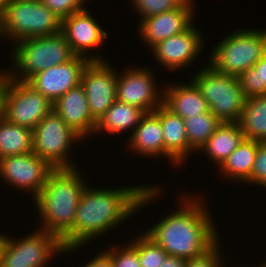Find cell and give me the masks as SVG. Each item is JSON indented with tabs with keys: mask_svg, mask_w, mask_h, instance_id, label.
<instances>
[{
	"mask_svg": "<svg viewBox=\"0 0 266 267\" xmlns=\"http://www.w3.org/2000/svg\"><path fill=\"white\" fill-rule=\"evenodd\" d=\"M160 186V187H159ZM85 187L74 218L73 228L61 239L64 254L89 245L93 239L112 232L126 220L164 195V185H131L110 189ZM163 190V191H162ZM156 200V201H155ZM145 206V207H144ZM86 244V245H85Z\"/></svg>",
	"mask_w": 266,
	"mask_h": 267,
	"instance_id": "obj_1",
	"label": "cell"
},
{
	"mask_svg": "<svg viewBox=\"0 0 266 267\" xmlns=\"http://www.w3.org/2000/svg\"><path fill=\"white\" fill-rule=\"evenodd\" d=\"M179 194L180 208L163 215L145 233L168 255L189 260L209 251L220 240V235L205 196Z\"/></svg>",
	"mask_w": 266,
	"mask_h": 267,
	"instance_id": "obj_2",
	"label": "cell"
},
{
	"mask_svg": "<svg viewBox=\"0 0 266 267\" xmlns=\"http://www.w3.org/2000/svg\"><path fill=\"white\" fill-rule=\"evenodd\" d=\"M81 168L53 169L46 184L32 200L40 227L60 240L73 228L74 218L81 195L90 184L84 179Z\"/></svg>",
	"mask_w": 266,
	"mask_h": 267,
	"instance_id": "obj_3",
	"label": "cell"
},
{
	"mask_svg": "<svg viewBox=\"0 0 266 267\" xmlns=\"http://www.w3.org/2000/svg\"><path fill=\"white\" fill-rule=\"evenodd\" d=\"M9 70L5 73L14 80L27 81L36 73L63 64L75 55L62 32L46 37L26 38L10 47Z\"/></svg>",
	"mask_w": 266,
	"mask_h": 267,
	"instance_id": "obj_4",
	"label": "cell"
},
{
	"mask_svg": "<svg viewBox=\"0 0 266 267\" xmlns=\"http://www.w3.org/2000/svg\"><path fill=\"white\" fill-rule=\"evenodd\" d=\"M61 31L62 20L40 0H9L0 18V39L8 45Z\"/></svg>",
	"mask_w": 266,
	"mask_h": 267,
	"instance_id": "obj_5",
	"label": "cell"
},
{
	"mask_svg": "<svg viewBox=\"0 0 266 267\" xmlns=\"http://www.w3.org/2000/svg\"><path fill=\"white\" fill-rule=\"evenodd\" d=\"M217 43L208 64L219 73L238 77L266 54V30L237 29Z\"/></svg>",
	"mask_w": 266,
	"mask_h": 267,
	"instance_id": "obj_6",
	"label": "cell"
},
{
	"mask_svg": "<svg viewBox=\"0 0 266 267\" xmlns=\"http://www.w3.org/2000/svg\"><path fill=\"white\" fill-rule=\"evenodd\" d=\"M205 66L198 68L190 79L201 91L214 116L221 122H238L246 100L238 78L219 73L208 63Z\"/></svg>",
	"mask_w": 266,
	"mask_h": 267,
	"instance_id": "obj_7",
	"label": "cell"
},
{
	"mask_svg": "<svg viewBox=\"0 0 266 267\" xmlns=\"http://www.w3.org/2000/svg\"><path fill=\"white\" fill-rule=\"evenodd\" d=\"M81 140L86 139L51 110L33 129V152L54 169L73 168L77 167V163L69 157L73 145Z\"/></svg>",
	"mask_w": 266,
	"mask_h": 267,
	"instance_id": "obj_8",
	"label": "cell"
},
{
	"mask_svg": "<svg viewBox=\"0 0 266 267\" xmlns=\"http://www.w3.org/2000/svg\"><path fill=\"white\" fill-rule=\"evenodd\" d=\"M52 109V102L39 91L4 71L0 115L8 122L33 130Z\"/></svg>",
	"mask_w": 266,
	"mask_h": 267,
	"instance_id": "obj_9",
	"label": "cell"
},
{
	"mask_svg": "<svg viewBox=\"0 0 266 267\" xmlns=\"http://www.w3.org/2000/svg\"><path fill=\"white\" fill-rule=\"evenodd\" d=\"M32 233V234H31ZM15 238L4 233L1 267H45L65 251L61 240L42 229Z\"/></svg>",
	"mask_w": 266,
	"mask_h": 267,
	"instance_id": "obj_10",
	"label": "cell"
},
{
	"mask_svg": "<svg viewBox=\"0 0 266 267\" xmlns=\"http://www.w3.org/2000/svg\"><path fill=\"white\" fill-rule=\"evenodd\" d=\"M154 77L148 67L139 65L138 68L131 65L121 73L117 71V101L139 107L146 113L154 112L163 104V88L161 90Z\"/></svg>",
	"mask_w": 266,
	"mask_h": 267,
	"instance_id": "obj_11",
	"label": "cell"
},
{
	"mask_svg": "<svg viewBox=\"0 0 266 267\" xmlns=\"http://www.w3.org/2000/svg\"><path fill=\"white\" fill-rule=\"evenodd\" d=\"M53 169L33 151L0 158L1 180L13 189L30 193L32 200L43 189Z\"/></svg>",
	"mask_w": 266,
	"mask_h": 267,
	"instance_id": "obj_12",
	"label": "cell"
},
{
	"mask_svg": "<svg viewBox=\"0 0 266 267\" xmlns=\"http://www.w3.org/2000/svg\"><path fill=\"white\" fill-rule=\"evenodd\" d=\"M197 25H191L184 32L171 36L160 41L151 49L158 65L165 71L179 70L193 66L204 47V35L197 28Z\"/></svg>",
	"mask_w": 266,
	"mask_h": 267,
	"instance_id": "obj_13",
	"label": "cell"
},
{
	"mask_svg": "<svg viewBox=\"0 0 266 267\" xmlns=\"http://www.w3.org/2000/svg\"><path fill=\"white\" fill-rule=\"evenodd\" d=\"M99 24L101 23L95 19L88 8L62 20L61 32L66 37L75 56L87 58L90 62L108 61L107 58L91 51L103 45L104 40L108 37L107 30L101 28L102 25Z\"/></svg>",
	"mask_w": 266,
	"mask_h": 267,
	"instance_id": "obj_14",
	"label": "cell"
},
{
	"mask_svg": "<svg viewBox=\"0 0 266 267\" xmlns=\"http://www.w3.org/2000/svg\"><path fill=\"white\" fill-rule=\"evenodd\" d=\"M81 85L86 93L90 113L98 121L117 100V69L109 61H91L82 73Z\"/></svg>",
	"mask_w": 266,
	"mask_h": 267,
	"instance_id": "obj_15",
	"label": "cell"
},
{
	"mask_svg": "<svg viewBox=\"0 0 266 267\" xmlns=\"http://www.w3.org/2000/svg\"><path fill=\"white\" fill-rule=\"evenodd\" d=\"M90 60L74 56L71 60L42 70L26 82L54 103L67 91L81 84L82 73Z\"/></svg>",
	"mask_w": 266,
	"mask_h": 267,
	"instance_id": "obj_16",
	"label": "cell"
},
{
	"mask_svg": "<svg viewBox=\"0 0 266 267\" xmlns=\"http://www.w3.org/2000/svg\"><path fill=\"white\" fill-rule=\"evenodd\" d=\"M194 13L192 8L179 5L172 11L145 18L138 23V37L151 49L160 41L187 30L194 24Z\"/></svg>",
	"mask_w": 266,
	"mask_h": 267,
	"instance_id": "obj_17",
	"label": "cell"
},
{
	"mask_svg": "<svg viewBox=\"0 0 266 267\" xmlns=\"http://www.w3.org/2000/svg\"><path fill=\"white\" fill-rule=\"evenodd\" d=\"M52 105V110L83 139L94 135L97 121L90 113L86 93L81 84L67 91Z\"/></svg>",
	"mask_w": 266,
	"mask_h": 267,
	"instance_id": "obj_18",
	"label": "cell"
},
{
	"mask_svg": "<svg viewBox=\"0 0 266 267\" xmlns=\"http://www.w3.org/2000/svg\"><path fill=\"white\" fill-rule=\"evenodd\" d=\"M154 113L160 118L162 125L164 158H167L171 165L176 168L177 166H185L188 158H190L189 154H194V151L188 144L184 119L172 113L163 104L156 108Z\"/></svg>",
	"mask_w": 266,
	"mask_h": 267,
	"instance_id": "obj_19",
	"label": "cell"
},
{
	"mask_svg": "<svg viewBox=\"0 0 266 267\" xmlns=\"http://www.w3.org/2000/svg\"><path fill=\"white\" fill-rule=\"evenodd\" d=\"M163 105L182 119L210 111L207 101L191 79L185 84L167 83L163 88Z\"/></svg>",
	"mask_w": 266,
	"mask_h": 267,
	"instance_id": "obj_20",
	"label": "cell"
},
{
	"mask_svg": "<svg viewBox=\"0 0 266 267\" xmlns=\"http://www.w3.org/2000/svg\"><path fill=\"white\" fill-rule=\"evenodd\" d=\"M127 137V148L144 157L164 158V137L160 118L146 113L131 135Z\"/></svg>",
	"mask_w": 266,
	"mask_h": 267,
	"instance_id": "obj_21",
	"label": "cell"
},
{
	"mask_svg": "<svg viewBox=\"0 0 266 267\" xmlns=\"http://www.w3.org/2000/svg\"><path fill=\"white\" fill-rule=\"evenodd\" d=\"M244 139L238 122H222L199 151L219 168Z\"/></svg>",
	"mask_w": 266,
	"mask_h": 267,
	"instance_id": "obj_22",
	"label": "cell"
},
{
	"mask_svg": "<svg viewBox=\"0 0 266 267\" xmlns=\"http://www.w3.org/2000/svg\"><path fill=\"white\" fill-rule=\"evenodd\" d=\"M145 114L146 112L139 107L116 100L97 121L94 135H117L127 131H131L132 134Z\"/></svg>",
	"mask_w": 266,
	"mask_h": 267,
	"instance_id": "obj_23",
	"label": "cell"
},
{
	"mask_svg": "<svg viewBox=\"0 0 266 267\" xmlns=\"http://www.w3.org/2000/svg\"><path fill=\"white\" fill-rule=\"evenodd\" d=\"M257 150L258 141L244 139L219 167L224 180L245 183L251 176Z\"/></svg>",
	"mask_w": 266,
	"mask_h": 267,
	"instance_id": "obj_24",
	"label": "cell"
},
{
	"mask_svg": "<svg viewBox=\"0 0 266 267\" xmlns=\"http://www.w3.org/2000/svg\"><path fill=\"white\" fill-rule=\"evenodd\" d=\"M238 123L245 139L266 142V95L246 98Z\"/></svg>",
	"mask_w": 266,
	"mask_h": 267,
	"instance_id": "obj_25",
	"label": "cell"
},
{
	"mask_svg": "<svg viewBox=\"0 0 266 267\" xmlns=\"http://www.w3.org/2000/svg\"><path fill=\"white\" fill-rule=\"evenodd\" d=\"M33 130L8 122L0 115V158L33 151Z\"/></svg>",
	"mask_w": 266,
	"mask_h": 267,
	"instance_id": "obj_26",
	"label": "cell"
},
{
	"mask_svg": "<svg viewBox=\"0 0 266 267\" xmlns=\"http://www.w3.org/2000/svg\"><path fill=\"white\" fill-rule=\"evenodd\" d=\"M189 147L198 154L208 138L222 124L210 111L184 119Z\"/></svg>",
	"mask_w": 266,
	"mask_h": 267,
	"instance_id": "obj_27",
	"label": "cell"
},
{
	"mask_svg": "<svg viewBox=\"0 0 266 267\" xmlns=\"http://www.w3.org/2000/svg\"><path fill=\"white\" fill-rule=\"evenodd\" d=\"M237 78L246 98L266 95V54Z\"/></svg>",
	"mask_w": 266,
	"mask_h": 267,
	"instance_id": "obj_28",
	"label": "cell"
},
{
	"mask_svg": "<svg viewBox=\"0 0 266 267\" xmlns=\"http://www.w3.org/2000/svg\"><path fill=\"white\" fill-rule=\"evenodd\" d=\"M129 242L137 249L141 267H160L168 255L145 232Z\"/></svg>",
	"mask_w": 266,
	"mask_h": 267,
	"instance_id": "obj_29",
	"label": "cell"
},
{
	"mask_svg": "<svg viewBox=\"0 0 266 267\" xmlns=\"http://www.w3.org/2000/svg\"><path fill=\"white\" fill-rule=\"evenodd\" d=\"M105 249L103 248L110 256L112 267H141L137 249L129 241L122 246L116 243V246Z\"/></svg>",
	"mask_w": 266,
	"mask_h": 267,
	"instance_id": "obj_30",
	"label": "cell"
},
{
	"mask_svg": "<svg viewBox=\"0 0 266 267\" xmlns=\"http://www.w3.org/2000/svg\"><path fill=\"white\" fill-rule=\"evenodd\" d=\"M131 7L139 14V20L172 11L179 5L174 0H129Z\"/></svg>",
	"mask_w": 266,
	"mask_h": 267,
	"instance_id": "obj_31",
	"label": "cell"
},
{
	"mask_svg": "<svg viewBox=\"0 0 266 267\" xmlns=\"http://www.w3.org/2000/svg\"><path fill=\"white\" fill-rule=\"evenodd\" d=\"M86 1V2H85ZM48 9L55 13L61 20L73 13L85 10L87 0H40Z\"/></svg>",
	"mask_w": 266,
	"mask_h": 267,
	"instance_id": "obj_32",
	"label": "cell"
},
{
	"mask_svg": "<svg viewBox=\"0 0 266 267\" xmlns=\"http://www.w3.org/2000/svg\"><path fill=\"white\" fill-rule=\"evenodd\" d=\"M258 185L266 189V142L258 141V150L250 178L244 183Z\"/></svg>",
	"mask_w": 266,
	"mask_h": 267,
	"instance_id": "obj_33",
	"label": "cell"
},
{
	"mask_svg": "<svg viewBox=\"0 0 266 267\" xmlns=\"http://www.w3.org/2000/svg\"><path fill=\"white\" fill-rule=\"evenodd\" d=\"M220 242L218 241L209 251L203 255L186 260V267H219L222 260L226 259L221 251ZM222 253V254H221Z\"/></svg>",
	"mask_w": 266,
	"mask_h": 267,
	"instance_id": "obj_34",
	"label": "cell"
},
{
	"mask_svg": "<svg viewBox=\"0 0 266 267\" xmlns=\"http://www.w3.org/2000/svg\"><path fill=\"white\" fill-rule=\"evenodd\" d=\"M82 267H112L110 256L103 250Z\"/></svg>",
	"mask_w": 266,
	"mask_h": 267,
	"instance_id": "obj_35",
	"label": "cell"
},
{
	"mask_svg": "<svg viewBox=\"0 0 266 267\" xmlns=\"http://www.w3.org/2000/svg\"><path fill=\"white\" fill-rule=\"evenodd\" d=\"M160 267H186V260L167 255Z\"/></svg>",
	"mask_w": 266,
	"mask_h": 267,
	"instance_id": "obj_36",
	"label": "cell"
},
{
	"mask_svg": "<svg viewBox=\"0 0 266 267\" xmlns=\"http://www.w3.org/2000/svg\"><path fill=\"white\" fill-rule=\"evenodd\" d=\"M175 2H177L178 5H182V6H186V7H190L193 10L196 9L195 8V1L194 0H174Z\"/></svg>",
	"mask_w": 266,
	"mask_h": 267,
	"instance_id": "obj_37",
	"label": "cell"
},
{
	"mask_svg": "<svg viewBox=\"0 0 266 267\" xmlns=\"http://www.w3.org/2000/svg\"><path fill=\"white\" fill-rule=\"evenodd\" d=\"M9 0H0V18L4 13L5 8L8 5Z\"/></svg>",
	"mask_w": 266,
	"mask_h": 267,
	"instance_id": "obj_38",
	"label": "cell"
},
{
	"mask_svg": "<svg viewBox=\"0 0 266 267\" xmlns=\"http://www.w3.org/2000/svg\"><path fill=\"white\" fill-rule=\"evenodd\" d=\"M3 79H4V69L0 70V109H1V93H2V89H3Z\"/></svg>",
	"mask_w": 266,
	"mask_h": 267,
	"instance_id": "obj_39",
	"label": "cell"
},
{
	"mask_svg": "<svg viewBox=\"0 0 266 267\" xmlns=\"http://www.w3.org/2000/svg\"><path fill=\"white\" fill-rule=\"evenodd\" d=\"M4 245V235L0 233V267H1V252Z\"/></svg>",
	"mask_w": 266,
	"mask_h": 267,
	"instance_id": "obj_40",
	"label": "cell"
},
{
	"mask_svg": "<svg viewBox=\"0 0 266 267\" xmlns=\"http://www.w3.org/2000/svg\"><path fill=\"white\" fill-rule=\"evenodd\" d=\"M224 261V262H223ZM225 260H222L221 262H220V264H219V267H230V265L229 266H224V265H226L225 264ZM232 267V266H231ZM234 267V266H233ZM235 267H239V266H235ZM241 267V266H240ZM256 267H260V265H256Z\"/></svg>",
	"mask_w": 266,
	"mask_h": 267,
	"instance_id": "obj_41",
	"label": "cell"
},
{
	"mask_svg": "<svg viewBox=\"0 0 266 267\" xmlns=\"http://www.w3.org/2000/svg\"><path fill=\"white\" fill-rule=\"evenodd\" d=\"M260 267H266V261H264V263L261 262Z\"/></svg>",
	"mask_w": 266,
	"mask_h": 267,
	"instance_id": "obj_42",
	"label": "cell"
}]
</instances>
